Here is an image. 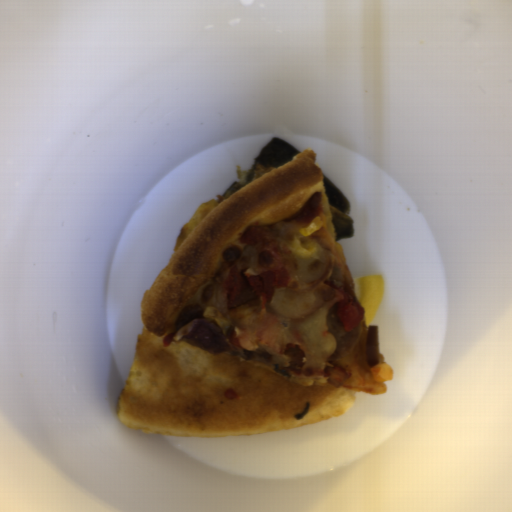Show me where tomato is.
I'll return each instance as SVG.
<instances>
[{"instance_id": "512abeb7", "label": "tomato", "mask_w": 512, "mask_h": 512, "mask_svg": "<svg viewBox=\"0 0 512 512\" xmlns=\"http://www.w3.org/2000/svg\"><path fill=\"white\" fill-rule=\"evenodd\" d=\"M343 302L338 304L337 315L341 321L342 327L350 331L358 327L365 311L354 295L352 284H344Z\"/></svg>"}, {"instance_id": "da07e99c", "label": "tomato", "mask_w": 512, "mask_h": 512, "mask_svg": "<svg viewBox=\"0 0 512 512\" xmlns=\"http://www.w3.org/2000/svg\"><path fill=\"white\" fill-rule=\"evenodd\" d=\"M174 334L175 333L173 332V333H170L162 338L163 347L169 346L174 341V339H173Z\"/></svg>"}]
</instances>
